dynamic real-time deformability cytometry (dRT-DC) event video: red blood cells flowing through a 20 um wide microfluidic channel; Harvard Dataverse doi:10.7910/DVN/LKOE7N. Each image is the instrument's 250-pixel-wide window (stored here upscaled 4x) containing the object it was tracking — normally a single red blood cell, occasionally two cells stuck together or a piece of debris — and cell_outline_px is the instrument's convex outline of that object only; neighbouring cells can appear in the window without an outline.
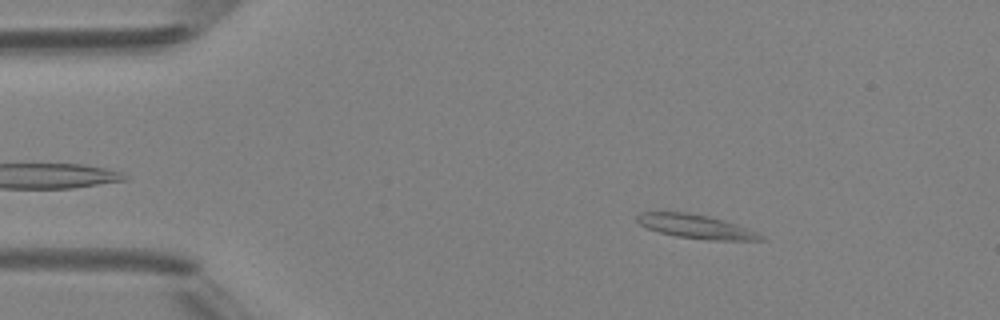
{"species": "Egyptian fruit bat (a non-hibernating species)", "species_latin": "Rousettus aegyptiacus", "temperature_condition": "room temperature", "stored_images_in_passage": 5, "camera_frame_rate_fps": 3000, "um_per_image_px": 0.085, "animal": {"sex": "female"}, "frame": {"image": 1, "passage_image": 2, "time_ms": 1.333, "image_size_px": [1000, 320], "cell_outline_px": [[764, 240], [712, 240], [676, 236], [660, 232], [648, 228], [640, 224], [636, 220], [636, 216], [640, 212], [688, 212], [708, 216], [724, 220], [736, 224], [756, 232], [764, 236]], "centroid_in_image_um": [59.14, 19.24], "position_along_channel_um": 25.9, "area_um2": 16.99}}
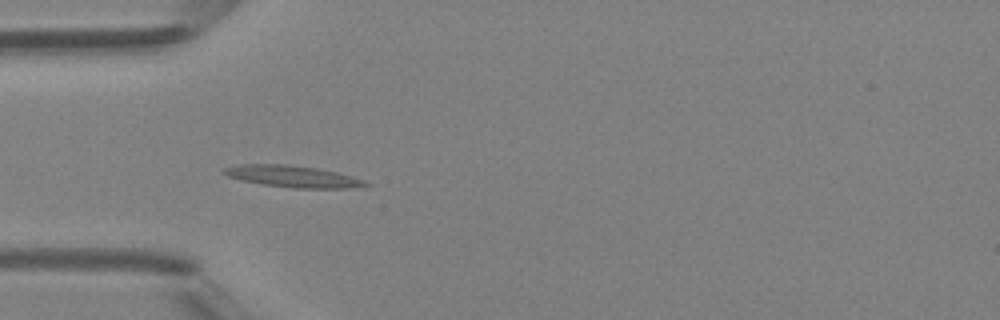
{"frame": {"image": 2, "passage_image": 4, "time_ms": 3.667, "image_size_px": [1000, 320], "cell_outline_px": [[372, 184], [348, 188], [296, 188], [264, 184], [244, 180], [228, 176], [220, 172], [224, 168], [236, 164], [288, 164], [316, 168], [336, 172], [352, 176], [364, 180]], "centroid_in_image_um": [24.87, 14.98], "position_along_channel_um": 60.1, "area_um2": 17.69}}
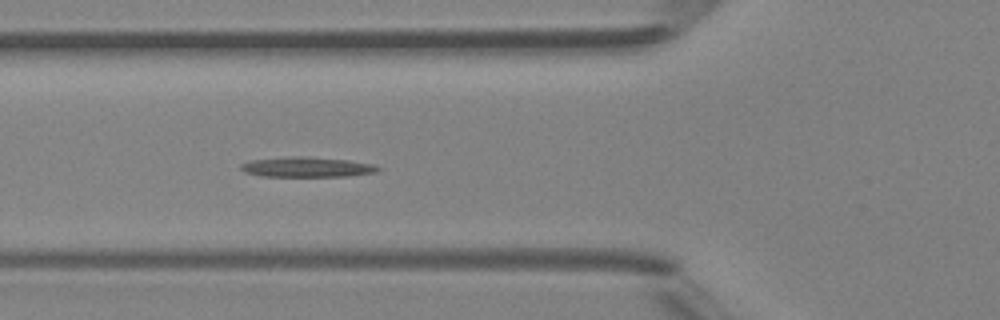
{"frame": {"image": 3, "passage_image": 5, "time_ms": 4.667, "image_size_px": [1000, 320], "cell_outline_px": [[380, 168], [376, 172], [348, 176], [260, 176], [244, 172], [240, 168], [240, 164], [252, 160], [288, 156], [308, 156], [348, 160], [372, 164]], "centroid_in_image_um": [26.05, 14.19], "position_along_channel_um": 99.8, "area_um2": 16.01}}